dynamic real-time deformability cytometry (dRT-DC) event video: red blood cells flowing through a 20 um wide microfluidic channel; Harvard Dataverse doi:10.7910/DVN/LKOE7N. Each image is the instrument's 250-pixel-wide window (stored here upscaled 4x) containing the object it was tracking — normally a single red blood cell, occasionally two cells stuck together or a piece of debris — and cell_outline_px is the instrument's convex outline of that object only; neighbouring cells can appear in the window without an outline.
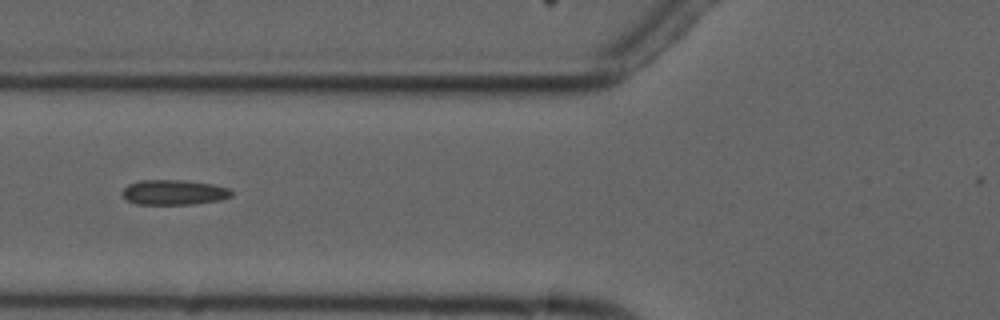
{"species": "common noctule bat (a hibernating species)", "species_latin": "Nyctalus noctula", "temperature_condition": "cold", "stored_images_in_passage": 8, "camera_frame_rate_fps": 3000, "um_per_image_px": 0.085, "animal": {"sex": "male", "forearm_length_mm": 52.5}, "frame": {"image": 1, "passage_image": 6, "time_ms": 5.667, "image_size_px": [1000, 320], "cell_outline_px": [[232, 196], [220, 200], [192, 204], [136, 204], [128, 200], [124, 196], [124, 188], [128, 184], [140, 180], [180, 180], [212, 184], [228, 188], [232, 192]], "centroid_in_image_um": [14.79, 16.35], "position_along_channel_um": 111.0, "area_um2": 15.72}}
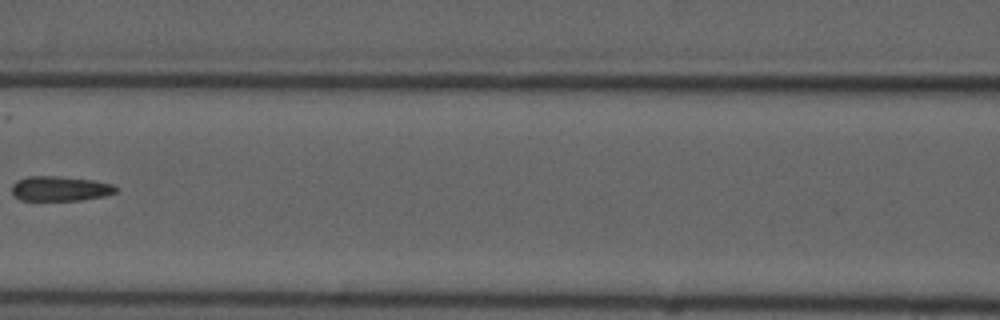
{"frame": {"image": 2, "passage_image": 7, "time_ms": 7.0, "image_size_px": [1000, 320], "cell_outline_px": [[116, 192], [104, 196], [80, 200], [20, 200], [12, 192], [12, 184], [16, 180], [28, 176], [56, 176], [92, 180], [112, 184], [116, 188]], "centroid_in_image_um": [5.07, 16.03], "position_along_channel_um": 161.5, "area_um2": 14.91}}
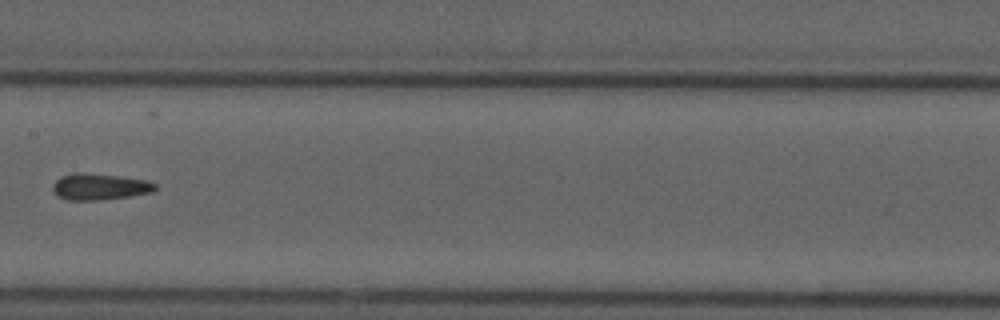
{"frame": {"image": 3, "passage_image": 8, "time_ms": 8.0, "image_size_px": [1000, 320], "cell_outline_px": [[156, 188], [152, 192], [128, 196], [100, 200], [68, 200], [56, 196], [52, 188], [52, 184], [60, 176], [76, 172], [80, 172], [116, 176], [148, 180], [156, 184]], "centroid_in_image_um": [8.42, 15.87], "position_along_channel_um": 199.0, "area_um2": 15.72}}